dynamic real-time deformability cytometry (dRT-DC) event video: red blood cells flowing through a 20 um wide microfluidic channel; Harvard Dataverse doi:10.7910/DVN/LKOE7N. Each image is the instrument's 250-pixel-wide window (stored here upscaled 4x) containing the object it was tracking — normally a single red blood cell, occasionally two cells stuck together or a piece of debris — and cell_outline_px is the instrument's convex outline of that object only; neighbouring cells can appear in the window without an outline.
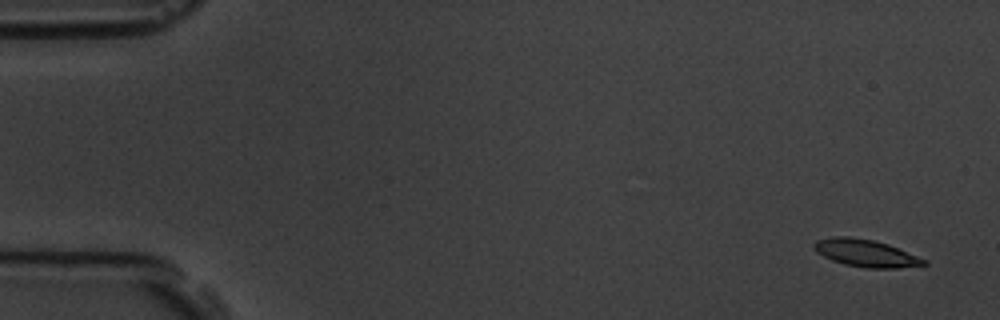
{"species": "common noctule bat (a hibernating species)", "species_latin": "Nyctalus noctula", "temperature_condition": "room temperature", "stored_images_in_passage": 6, "camera_frame_rate_fps": 3000, "um_per_image_px": 0.085, "animal": {"sex": "male", "body_mass_g": 19.5, "forearm_length_mm": 54.6}, "frame": {"image": 1, "passage_image": 1, "time_ms": 0.0, "image_size_px": [1000, 320], "cell_outline_px": [[928, 264], [896, 268], [864, 268], [844, 264], [832, 260], [816, 252], [812, 248], [812, 244], [816, 240], [832, 236], [848, 236], [872, 240], [888, 244], [916, 256], [924, 260]], "centroid_in_image_um": [73.5, 21.51], "position_along_channel_um": 11.5, "area_um2": 17.34}}